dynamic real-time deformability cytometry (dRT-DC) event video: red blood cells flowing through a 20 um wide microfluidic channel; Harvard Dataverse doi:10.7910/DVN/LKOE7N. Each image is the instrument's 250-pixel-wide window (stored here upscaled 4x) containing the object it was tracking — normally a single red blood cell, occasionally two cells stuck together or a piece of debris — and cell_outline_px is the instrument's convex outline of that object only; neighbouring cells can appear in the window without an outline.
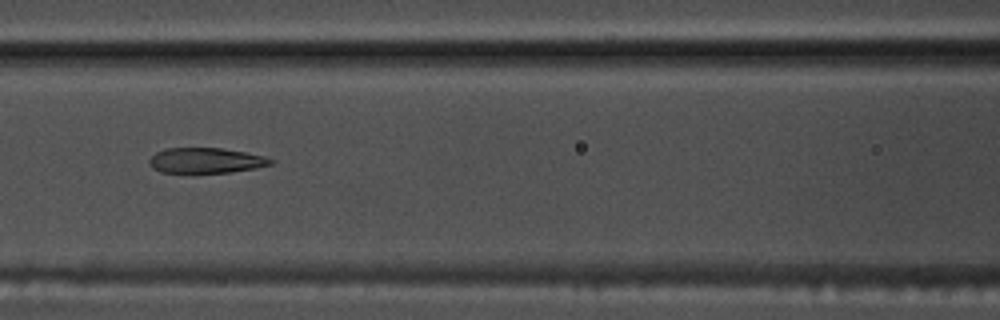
{"species": "common noctule bat (a hibernating species)", "species_latin": "Nyctalus noctula", "temperature_condition": "warm", "stored_images_in_passage": 49, "camera_frame_rate_fps": 3000, "um_per_image_px": 0.085, "animal": {"sex": "male", "body_mass_g": 17.5, "forearm_length_mm": 52.3}, "frame": {"image": 1, "passage_image": 19, "time_ms": 6.0, "image_size_px": [1000, 320], "cell_outline_px": [[276, 160], [272, 164], [256, 168], [232, 172], [192, 176], [160, 172], [152, 168], [148, 164], [148, 160], [156, 152], [168, 148], [220, 148], [244, 152], [264, 156]], "centroid_in_image_um": [17.45, 13.7], "position_along_channel_um": 149.2, "area_um2": 18.9}}
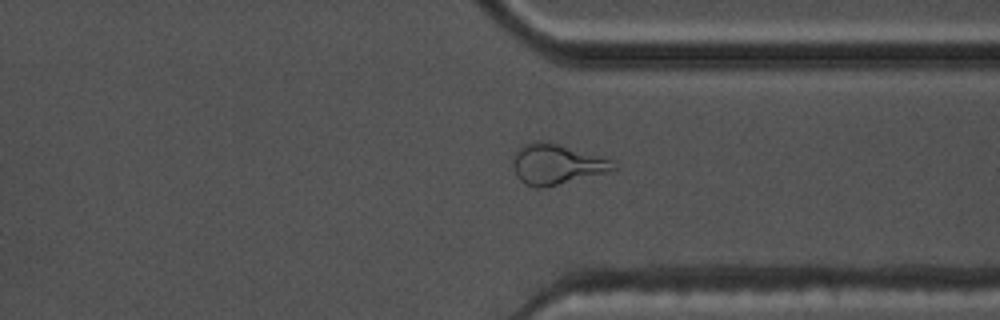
{"frame": {"image": 2, "passage_image": 36, "time_ms": 11.667, "image_size_px": [1000, 320], "cell_outline_px": [[620, 168], [612, 172], [544, 188], [536, 188], [524, 184], [516, 176], [512, 160], [516, 152], [524, 144], [536, 140], [552, 140], [612, 160]], "centroid_in_image_um": [47.36, 13.95], "position_along_channel_um": 364.0, "area_um2": 24.45}}
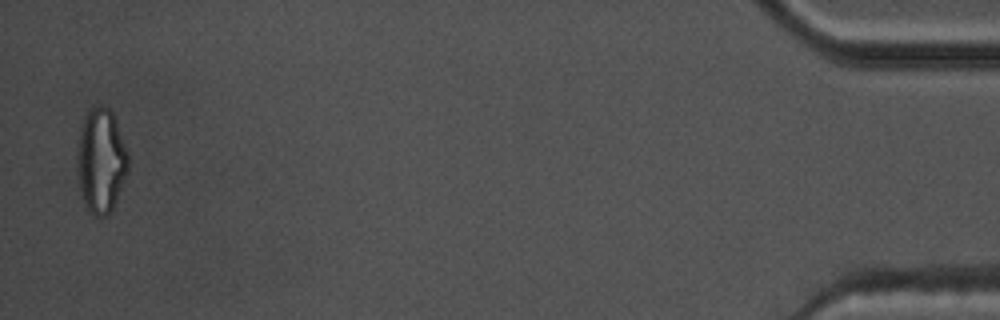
{"frame": {"image": 3, "passage_image": 48, "time_ms": 15.667, "image_size_px": [1000, 320], "cell_outline_px": [[128, 172], [112, 208], [104, 216], [96, 216], [84, 204], [80, 188], [76, 160], [76, 148], [80, 128], [84, 116], [92, 108], [100, 104], [108, 108], [112, 112], [128, 152]], "centroid_in_image_um": [8.57, 13.62], "position_along_channel_um": 426.6, "area_um2": 30.92}, "authors_computed_cell_mechanics": {"area_um2": 20.6346, "velocity_mm_per_s": 3.8002, "shape_relaxation_time_tau1_ms": null, "shape_relaxation_time_tau2_ms": 2.1588, "deformation_change_tau1": null, "deformation_change_tau2": 0.1191}}